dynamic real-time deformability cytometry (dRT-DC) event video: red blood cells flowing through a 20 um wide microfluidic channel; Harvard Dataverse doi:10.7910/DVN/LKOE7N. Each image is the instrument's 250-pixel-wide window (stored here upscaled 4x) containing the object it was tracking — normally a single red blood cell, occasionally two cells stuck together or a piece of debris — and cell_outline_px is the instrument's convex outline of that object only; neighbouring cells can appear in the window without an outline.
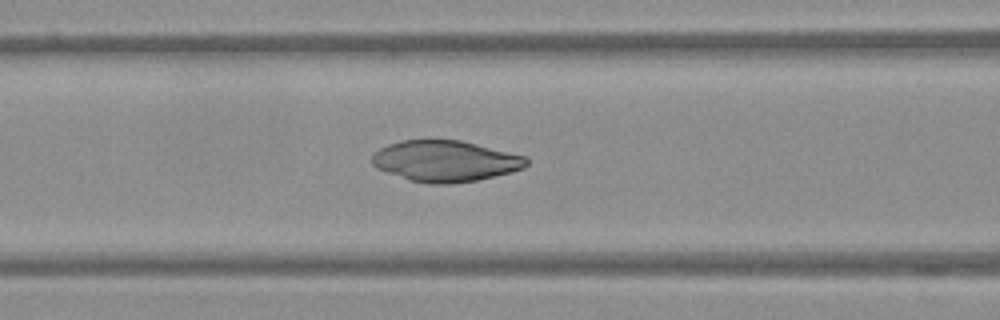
{"species": "Egyptian fruit bat (a non-hibernating species)", "species_latin": "Rousettus aegyptiacus", "temperature_condition": "warm", "stored_images_in_passage": 41, "camera_frame_rate_fps": 3000, "um_per_image_px": 0.085, "frame": {"image": 1, "passage_image": 10, "time_ms": 3.0, "image_size_px": [1000, 320], "cell_outline_px": [[528, 164], [524, 168], [512, 172], [496, 176], [476, 180], [448, 184], [428, 184], [408, 180], [376, 168], [372, 164], [372, 156], [380, 148], [388, 144], [400, 140], [460, 140], [528, 156]], "centroid_in_image_um": [37.87, 13.69], "position_along_channel_um": 128.7, "area_um2": 37.17}}
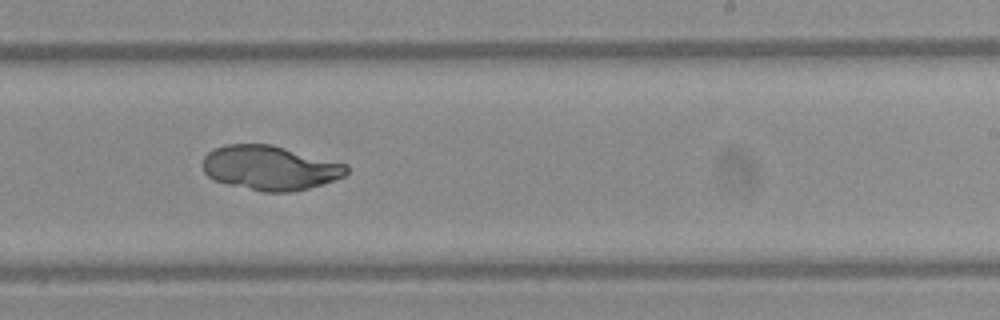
{"frame": {"image": 2, "passage_image": 21, "time_ms": 6.667, "image_size_px": [1000, 320], "cell_outline_px": [[348, 172], [344, 176], [336, 180], [324, 184], [308, 188], [288, 192], [264, 192], [228, 184], [216, 180], [208, 176], [204, 172], [200, 164], [204, 156], [208, 152], [224, 144], [272, 144], [348, 164]], "centroid_in_image_um": [22.96, 14.26], "position_along_channel_um": 266.0, "area_um2": 37.51}}
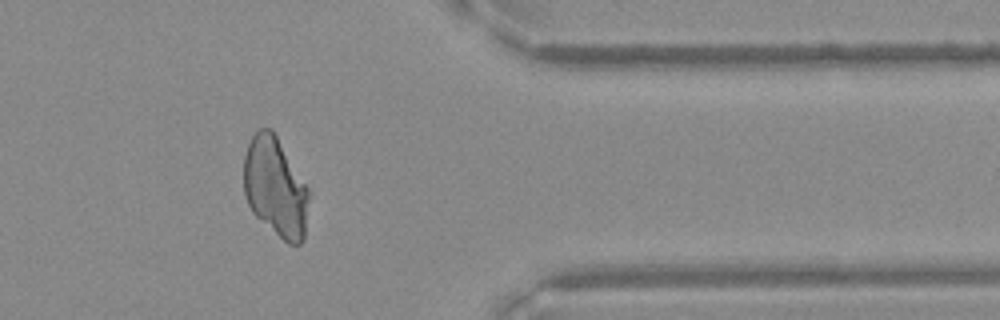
{"frame": {"image": 3, "passage_image": 32, "time_ms": 10.333, "image_size_px": [1000, 320], "cell_outline_px": [[312, 196], [304, 240], [300, 244], [288, 244], [256, 216], [252, 212], [248, 204], [244, 192], [244, 156], [248, 144], [252, 136], [260, 128], [272, 128], [312, 192]], "centroid_in_image_um": [23.47, 15.92], "position_along_channel_um": 387.9, "area_um2": 38.49}}